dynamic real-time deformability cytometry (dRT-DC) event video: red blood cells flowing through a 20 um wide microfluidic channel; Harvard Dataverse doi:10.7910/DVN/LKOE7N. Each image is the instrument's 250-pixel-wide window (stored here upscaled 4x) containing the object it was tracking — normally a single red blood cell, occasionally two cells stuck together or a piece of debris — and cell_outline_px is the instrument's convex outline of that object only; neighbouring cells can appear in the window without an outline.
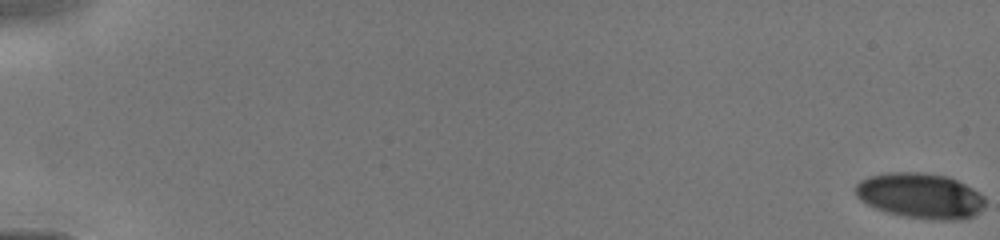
{"species": "human", "species_latin": "Homo sapiens", "temperature_condition": "cold", "stored_images_in_passage": 17, "camera_frame_rate_fps": 3000, "um_per_image_px": 0.085, "donor": {"sex": "male"}, "frame": {"image": 1, "passage_image": 1, "time_ms": 0.0, "image_size_px": [1000, 240], "cell_outline_px": [[984, 208], [972, 216], [960, 220], [936, 220], [904, 216], [884, 212], [860, 200], [856, 196], [856, 184], [860, 180], [868, 176], [888, 172], [920, 172], [948, 176], [980, 192], [984, 196]], "centroid_in_image_um": [78.22, 16.63], "position_along_channel_um": 6.8, "area_um2": 34.39}}
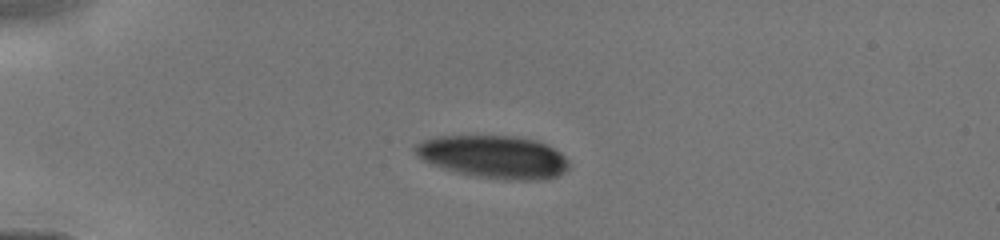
{"frame": {"image": 2, "passage_image": 12, "time_ms": 4.333, "image_size_px": [1000, 240], "cell_outline_px": [[568, 168], [564, 172], [556, 176], [540, 180], [508, 180], [472, 176], [456, 172], [432, 164], [416, 156], [412, 148], [416, 144], [432, 136], [516, 136], [536, 140], [560, 152], [568, 160]], "centroid_in_image_um": [41.93, 13.33], "position_along_channel_um": 43.1, "area_um2": 38.38}}
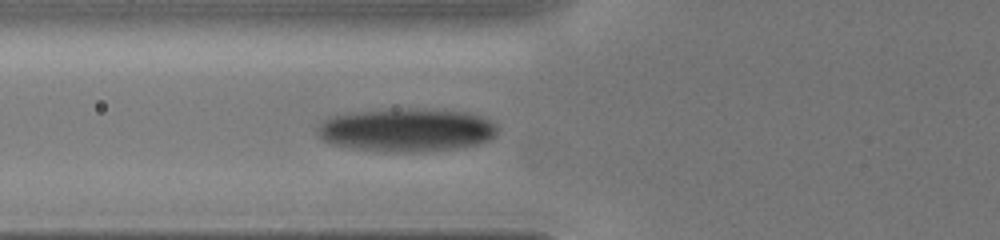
{"frame": {"image": 3, "passage_image": 17, "time_ms": 6.333, "image_size_px": [1000, 240], "cell_outline_px": [[496, 136], [488, 140], [464, 148], [412, 152], [396, 152], [348, 148], [332, 144], [324, 140], [320, 136], [316, 128], [324, 120], [336, 116], [360, 112], [464, 112], [480, 116], [496, 124]], "centroid_in_image_um": [34.58, 11.13], "position_along_channel_um": 91.2, "area_um2": 43.41}}